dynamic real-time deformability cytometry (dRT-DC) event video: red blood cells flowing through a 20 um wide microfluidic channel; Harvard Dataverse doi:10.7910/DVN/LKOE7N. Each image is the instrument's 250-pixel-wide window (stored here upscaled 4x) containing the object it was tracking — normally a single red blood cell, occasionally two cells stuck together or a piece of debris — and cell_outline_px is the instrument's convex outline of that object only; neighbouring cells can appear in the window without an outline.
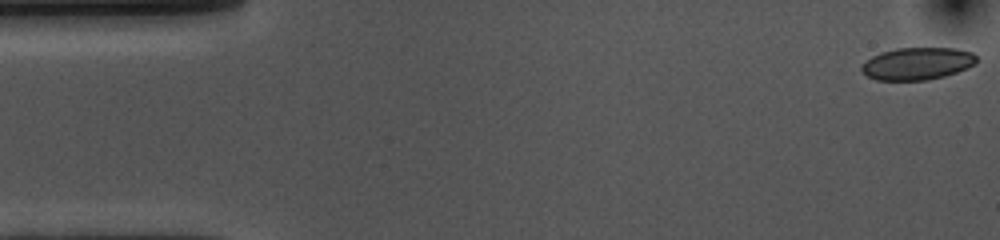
{"species": "common noctule bat (a hibernating species)", "species_latin": "Nyctalus noctula", "temperature_condition": "cold", "stored_images_in_passage": 54, "camera_frame_rate_fps": 3000, "um_per_image_px": 0.085, "animal": {"sex": "female", "body_mass_g": 10.0, "forearm_length_mm": 53.1}, "frame": {"image": 1, "passage_image": 1, "time_ms": 0.0, "image_size_px": [1000, 240], "cell_outline_px": [[976, 64], [968, 68], [944, 76], [928, 80], [876, 80], [868, 76], [860, 68], [872, 56], [880, 52], [896, 48], [956, 48], [972, 52], [976, 56]], "centroid_in_image_um": [78.0, 5.4], "position_along_channel_um": 7.0, "area_um2": 21.62}}
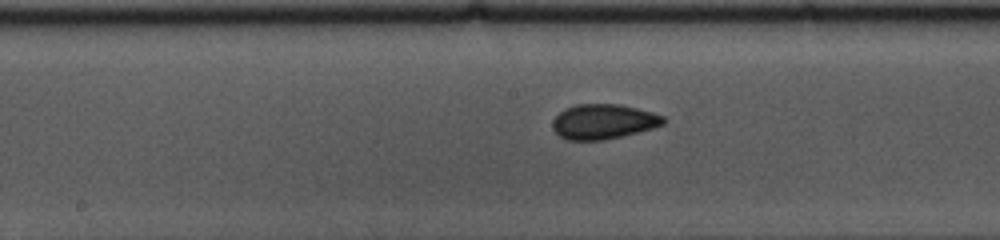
{"frame": {"image": 2, "passage_image": 26, "time_ms": 8.333, "image_size_px": [1000, 240], "cell_outline_px": [[664, 124], [652, 128], [604, 140], [568, 140], [560, 136], [552, 128], [552, 120], [564, 108], [576, 104], [620, 104], [652, 112], [664, 116]], "centroid_in_image_um": [51.25, 10.33], "position_along_channel_um": 196.9, "area_um2": 22.43}}
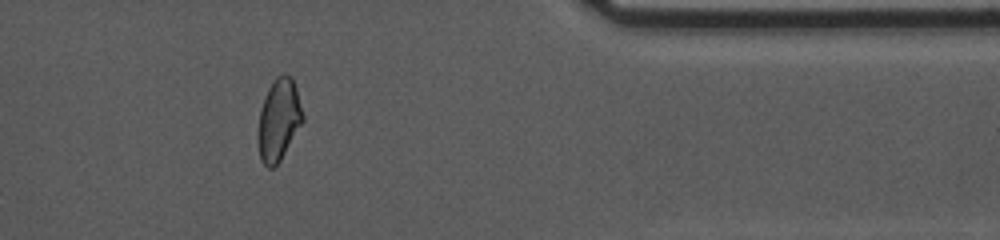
{"frame": {"image": 3, "passage_image": 44, "time_ms": 14.333, "image_size_px": [1000, 240], "cell_outline_px": [[304, 120], [280, 160], [272, 168], [268, 168], [260, 160], [256, 140], [256, 132], [260, 108], [268, 88], [272, 80], [276, 76], [292, 76], [296, 88], [304, 116]], "centroid_in_image_um": [23.65, 10.2], "position_along_channel_um": 387.7, "area_um2": 21.56}, "authors_computed_cell_mechanics": {"area_um2": 22.3108, "velocity_mm_per_s": 3.6096, "shape_relaxation_time_tau1_ms": 7.3566, "shape_relaxation_time_tau2_ms": 1.4669, "deformation_change_tau1": 0.1142, "deformation_change_tau2": 0.0507}}